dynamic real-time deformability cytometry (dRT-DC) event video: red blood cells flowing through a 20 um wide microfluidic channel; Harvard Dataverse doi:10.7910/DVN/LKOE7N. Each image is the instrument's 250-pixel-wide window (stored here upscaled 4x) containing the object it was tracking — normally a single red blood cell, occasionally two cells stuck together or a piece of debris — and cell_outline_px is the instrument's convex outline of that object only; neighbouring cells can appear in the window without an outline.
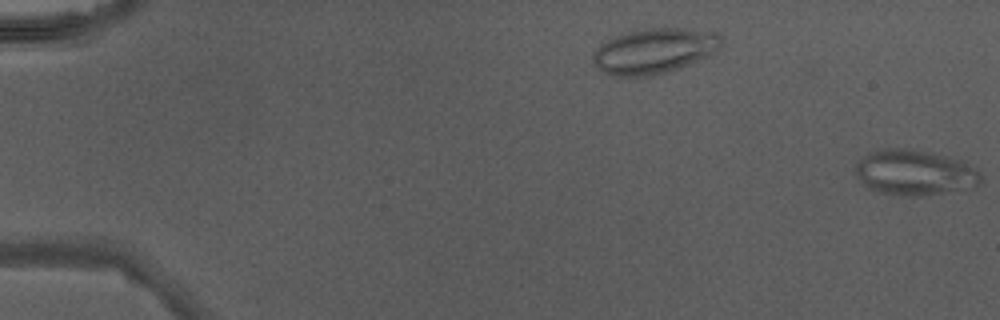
{"species": "Egyptian fruit bat (a non-hibernating species)", "species_latin": "Rousettus aegyptiacus", "temperature_condition": "warm", "stored_images_in_passage": 4, "camera_frame_rate_fps": 3000, "um_per_image_px": 0.085, "animal": {"sex": "male"}, "frame": {"image": 1, "passage_image": 4, "time_ms": 1.0, "image_size_px": [1000, 320], "cell_outline_px": [[984, 180], [980, 184], [920, 196], [900, 196], [880, 192], [868, 188], [864, 184], [856, 172], [856, 164], [864, 156], [880, 148], [904, 148], [932, 152], [960, 160], [980, 172]], "centroid_in_image_um": [77.73, 14.65], "position_along_channel_um": 7.3, "area_um2": 32.66}}